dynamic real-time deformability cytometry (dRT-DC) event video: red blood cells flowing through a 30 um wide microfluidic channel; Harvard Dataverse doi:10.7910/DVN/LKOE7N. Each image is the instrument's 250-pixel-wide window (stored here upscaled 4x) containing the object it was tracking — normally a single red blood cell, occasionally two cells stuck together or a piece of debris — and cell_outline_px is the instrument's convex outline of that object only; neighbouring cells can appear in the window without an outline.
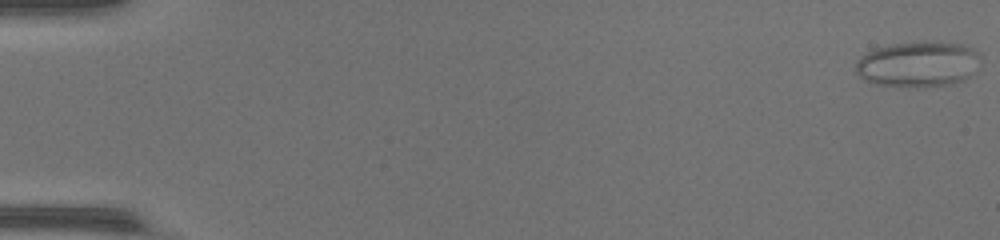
{"species": "common noctule bat (a hibernating species)", "species_latin": "Nyctalus noctula", "temperature_condition": "warm", "stored_images_in_passage": 52, "camera_frame_rate_fps": 3000, "um_per_image_px": 0.085, "animal": {"sex": "female", "body_mass_g": 17.0, "forearm_length_mm": 48.0}, "frame": {"image": 1, "passage_image": 1, "time_ms": 0.0, "image_size_px": [1000, 240], "cell_outline_px": [[980, 64], [976, 72], [964, 80], [952, 84], [924, 88], [900, 88], [872, 84], [864, 80], [856, 72], [856, 60], [860, 56], [876, 48], [892, 44], [924, 40], [964, 44], [980, 52]], "centroid_in_image_um": [78.07, 5.47], "position_along_channel_um": 6.9, "area_um2": 34.45}}
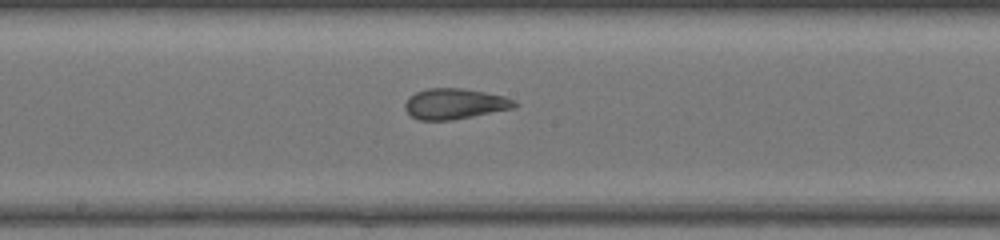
{"frame": {"image": 2, "passage_image": 29, "time_ms": 9.333, "image_size_px": [1000, 240], "cell_outline_px": [[520, 104], [516, 108], [452, 120], [420, 120], [412, 116], [404, 108], [404, 104], [408, 96], [416, 92], [428, 88], [464, 88], [504, 96], [516, 100]], "centroid_in_image_um": [38.68, 8.82], "position_along_channel_um": 209.5, "area_um2": 19.77}}
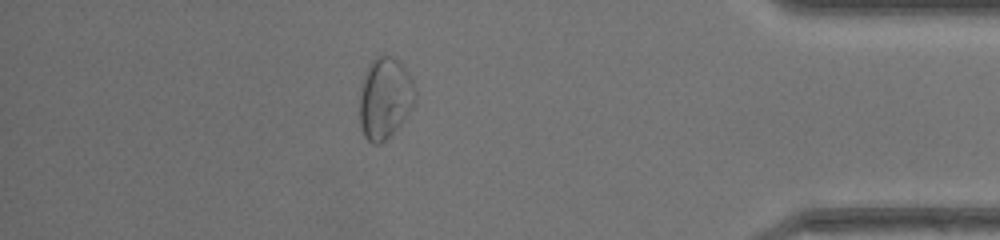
{"frame": {"image": 3, "passage_image": 46, "time_ms": 15.0, "image_size_px": [1000, 240], "cell_outline_px": [[416, 104], [400, 124], [380, 144], [372, 144], [364, 136], [360, 124], [360, 84], [372, 60], [376, 56], [392, 56], [408, 72], [416, 88]], "centroid_in_image_um": [32.73, 8.35], "position_along_channel_um": 402.5, "area_um2": 26.3}}